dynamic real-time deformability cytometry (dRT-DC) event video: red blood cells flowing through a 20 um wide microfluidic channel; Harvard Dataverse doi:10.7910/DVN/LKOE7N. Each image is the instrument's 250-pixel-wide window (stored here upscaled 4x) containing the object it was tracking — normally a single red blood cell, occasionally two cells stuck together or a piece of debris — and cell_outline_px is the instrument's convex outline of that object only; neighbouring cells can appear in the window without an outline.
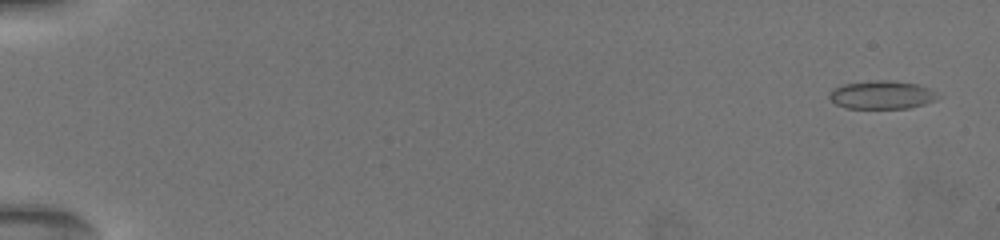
{"species": "common noctule bat (a hibernating species)", "species_latin": "Nyctalus noctula", "temperature_condition": "warm", "stored_images_in_passage": 31, "camera_frame_rate_fps": 3000, "um_per_image_px": 0.085, "animal": {"sex": "female", "body_mass_g": 19.5, "forearm_length_mm": 54.1}, "frame": {"image": 1, "passage_image": 4, "time_ms": 0.667, "image_size_px": [1000, 240], "cell_outline_px": [[936, 100], [912, 108], [848, 108], [836, 104], [828, 96], [828, 92], [832, 88], [844, 84], [876, 80], [888, 80], [916, 84], [928, 88], [936, 96]], "centroid_in_image_um": [74.89, 8.07], "position_along_channel_um": 10.1, "area_um2": 17.63}}
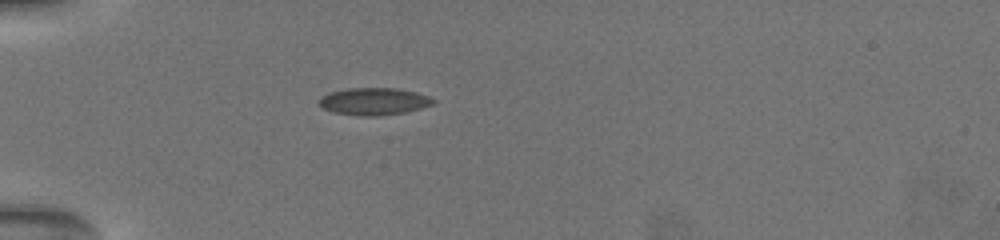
{"frame": {"image": 2, "passage_image": 24, "time_ms": 6.333, "image_size_px": [1000, 240], "cell_outline_px": [[436, 100], [432, 104], [408, 112], [380, 116], [364, 116], [332, 112], [324, 108], [320, 104], [320, 96], [328, 92], [348, 88], [396, 88], [416, 92], [428, 96]], "centroid_in_image_um": [31.78, 8.62], "position_along_channel_um": 53.2, "area_um2": 18.15}}
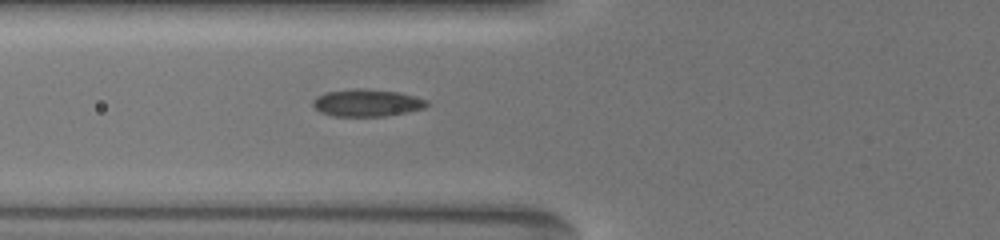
{"frame": {"image": 3, "passage_image": 30, "time_ms": 8.0, "image_size_px": [1000, 240], "cell_outline_px": [[432, 104], [424, 108], [384, 116], [332, 116], [320, 112], [312, 104], [312, 100], [316, 96], [324, 92], [352, 88], [364, 88], [400, 92], [416, 96], [428, 100]], "centroid_in_image_um": [31.19, 8.72], "position_along_channel_um": 94.6, "area_um2": 18.38}}